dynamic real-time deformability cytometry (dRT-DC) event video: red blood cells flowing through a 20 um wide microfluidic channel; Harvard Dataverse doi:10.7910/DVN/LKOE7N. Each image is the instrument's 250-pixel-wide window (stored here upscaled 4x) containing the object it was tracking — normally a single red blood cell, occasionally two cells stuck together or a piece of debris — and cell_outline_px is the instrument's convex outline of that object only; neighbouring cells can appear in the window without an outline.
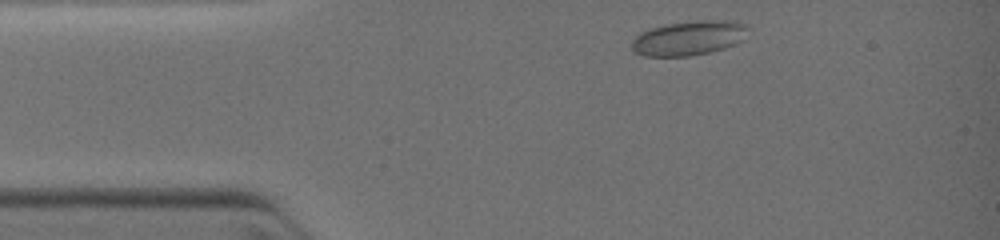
{"species": "common noctule bat (a hibernating species)", "species_latin": "Nyctalus noctula", "temperature_condition": "warm", "stored_images_in_passage": 3, "camera_frame_rate_fps": 3000, "um_per_image_px": 0.085, "animal": {"sex": "female", "body_mass_g": 19.0, "forearm_length_mm": 51.5}, "frame": {"image": 1, "passage_image": 1, "time_ms": 0.0, "image_size_px": [1000, 240], "cell_outline_px": [[748, 28], [740, 40], [736, 44], [724, 48], [708, 52], [688, 56], [644, 56], [632, 52], [632, 40], [640, 32], [648, 28], [688, 20], [736, 20], [744, 24]], "centroid_in_image_um": [58.5, 3.22], "position_along_channel_um": 26.5, "area_um2": 23.52}}